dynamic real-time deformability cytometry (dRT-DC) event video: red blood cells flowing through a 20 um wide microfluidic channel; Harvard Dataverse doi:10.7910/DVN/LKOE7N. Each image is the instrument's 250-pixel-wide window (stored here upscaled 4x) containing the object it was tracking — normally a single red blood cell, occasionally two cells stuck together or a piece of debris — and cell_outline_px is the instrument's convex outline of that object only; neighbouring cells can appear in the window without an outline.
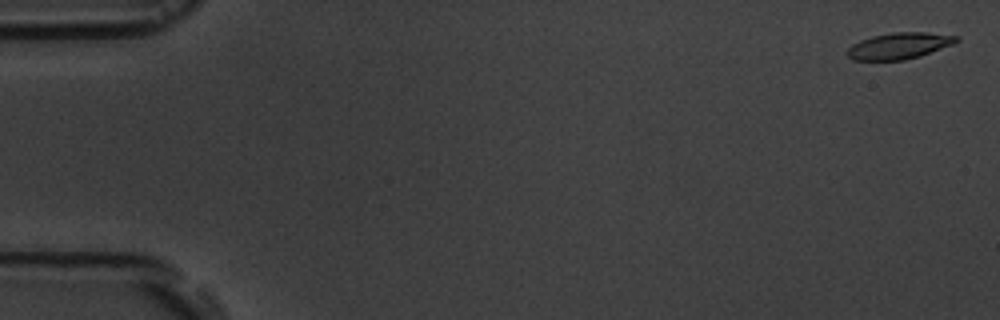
{"species": "common noctule bat (a hibernating species)", "species_latin": "Nyctalus noctula", "temperature_condition": "room temperature", "stored_images_in_passage": 6, "segment_of_instrument_passage": [1, 2], "camera_frame_rate_fps": 3000, "um_per_image_px": 0.085, "animal": {"sex": "male", "body_mass_g": 19.5, "forearm_length_mm": 54.6}, "frame": {"image": 1, "passage_image": 1, "time_ms": 0.0, "image_size_px": [1000, 320], "cell_outline_px": [[960, 40], [952, 44], [920, 56], [904, 60], [852, 60], [848, 56], [848, 48], [852, 44], [860, 40], [872, 36], [892, 32], [924, 32], [960, 36]], "centroid_in_image_um": [76.43, 3.89], "position_along_channel_um": 8.6, "area_um2": 16.7}}
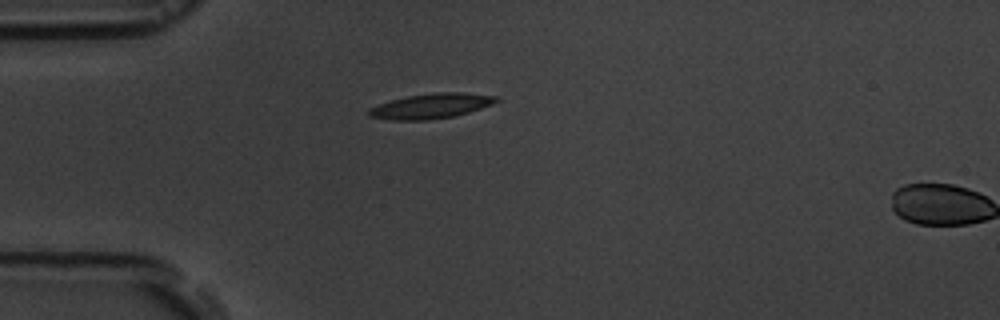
{"frame": {"image": 2, "passage_image": 5, "time_ms": 4.667, "image_size_px": [1000, 320], "cell_outline_px": [[500, 100], [492, 104], [468, 112], [452, 116], [428, 120], [392, 120], [368, 116], [368, 108], [392, 100], [408, 96], [436, 92], [460, 92], [500, 96]], "centroid_in_image_um": [36.66, 9.0], "position_along_channel_um": 48.3, "area_um2": 18.44}}